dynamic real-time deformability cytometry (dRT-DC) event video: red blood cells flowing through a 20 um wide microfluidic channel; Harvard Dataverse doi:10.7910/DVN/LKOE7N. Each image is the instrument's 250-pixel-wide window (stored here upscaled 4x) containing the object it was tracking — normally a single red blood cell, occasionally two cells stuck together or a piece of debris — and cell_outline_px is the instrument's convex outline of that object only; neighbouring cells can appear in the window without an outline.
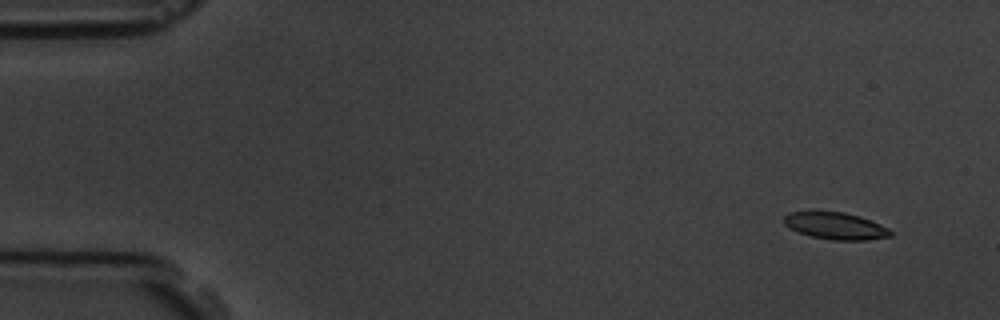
{"species": "common noctule bat (a hibernating species)", "species_latin": "Nyctalus noctula", "temperature_condition": "room temperature", "stored_images_in_passage": 54, "camera_frame_rate_fps": 3000, "um_per_image_px": 0.085, "animal": {"sex": "male", "body_mass_g": 19.5, "forearm_length_mm": 54.6}, "frame": {"image": 1, "passage_image": 1, "time_ms": 0.0, "image_size_px": [1000, 320], "cell_outline_px": [[892, 236], [868, 240], [832, 240], [812, 236], [800, 232], [784, 224], [784, 216], [788, 212], [844, 212], [860, 216], [880, 224], [888, 228], [892, 232]], "centroid_in_image_um": [71.06, 19.2], "position_along_channel_um": 13.9, "area_um2": 16.53}}
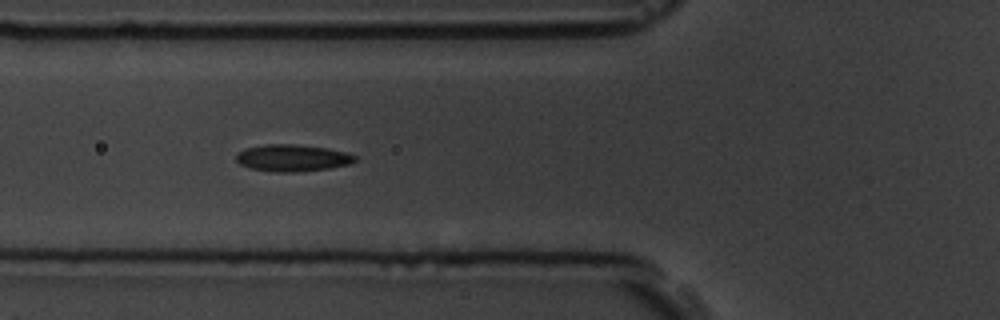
{"frame": {"image": 2, "passage_image": 18, "time_ms": 5.667, "image_size_px": [1000, 320], "cell_outline_px": [[356, 160], [348, 164], [328, 168], [292, 172], [276, 172], [252, 168], [240, 164], [236, 160], [236, 152], [244, 148], [264, 144], [292, 144], [328, 148], [344, 152], [356, 156]], "centroid_in_image_um": [24.8, 13.41], "position_along_channel_um": 101.0, "area_um2": 18.44}}
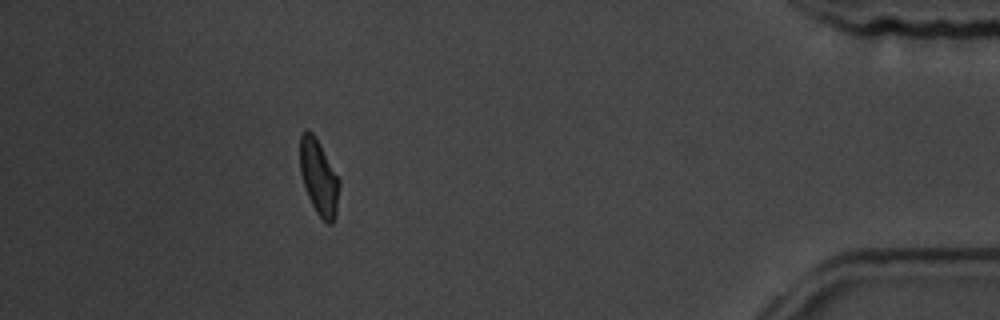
{"frame": {"image": 3, "passage_image": 48, "time_ms": 15.667, "image_size_px": [1000, 320], "cell_outline_px": [[340, 184], [336, 216], [332, 224], [328, 224], [316, 212], [308, 196], [300, 172], [300, 132], [304, 128], [308, 128], [312, 132], [320, 144], [340, 180]], "centroid_in_image_um": [27.1, 15.04], "position_along_channel_um": 408.1, "area_um2": 17.34}, "authors_computed_cell_mechanics": {"area_um2": 17.7157, "velocity_mm_per_s": 3.6144, "shape_relaxation_time_tau1_ms": 4.246, "shape_relaxation_time_tau2_ms": 2.5257, "deformation_change_tau1": 0.1114, "deformation_change_tau2": 0.0892}}